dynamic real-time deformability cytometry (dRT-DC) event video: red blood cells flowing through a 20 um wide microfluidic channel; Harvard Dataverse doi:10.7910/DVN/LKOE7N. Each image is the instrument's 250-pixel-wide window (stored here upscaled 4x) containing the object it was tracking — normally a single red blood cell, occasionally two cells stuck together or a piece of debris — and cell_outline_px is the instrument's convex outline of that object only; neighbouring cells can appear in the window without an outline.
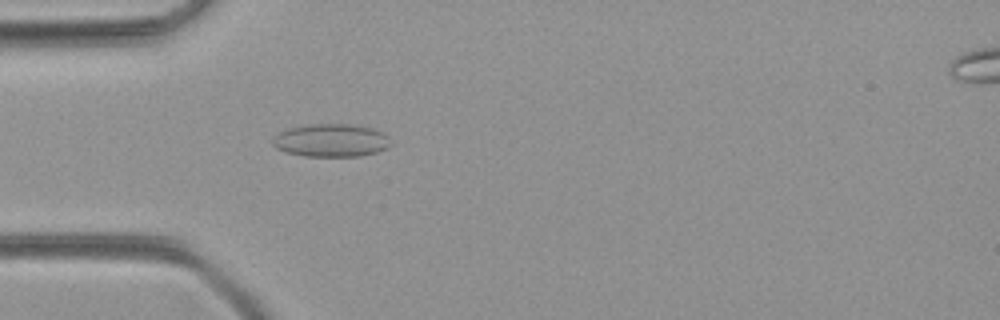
{"species": "common noctule bat (a hibernating species)", "species_latin": "Nyctalus noctula", "temperature_condition": "room temperature", "stored_images_in_passage": 4, "camera_frame_rate_fps": 3000, "um_per_image_px": 0.085, "animal": {"sex": "female", "body_mass_g": 21.9}, "frame": {"image": 1, "passage_image": 4, "time_ms": 1.0, "image_size_px": [1000, 320], "cell_outline_px": [[392, 144], [388, 148], [376, 152], [360, 156], [304, 156], [284, 152], [276, 148], [272, 144], [272, 136], [288, 128], [308, 124], [348, 124], [372, 128], [384, 132], [388, 136]], "centroid_in_image_um": [28.13, 11.93], "position_along_channel_um": 56.9, "area_um2": 22.95}}